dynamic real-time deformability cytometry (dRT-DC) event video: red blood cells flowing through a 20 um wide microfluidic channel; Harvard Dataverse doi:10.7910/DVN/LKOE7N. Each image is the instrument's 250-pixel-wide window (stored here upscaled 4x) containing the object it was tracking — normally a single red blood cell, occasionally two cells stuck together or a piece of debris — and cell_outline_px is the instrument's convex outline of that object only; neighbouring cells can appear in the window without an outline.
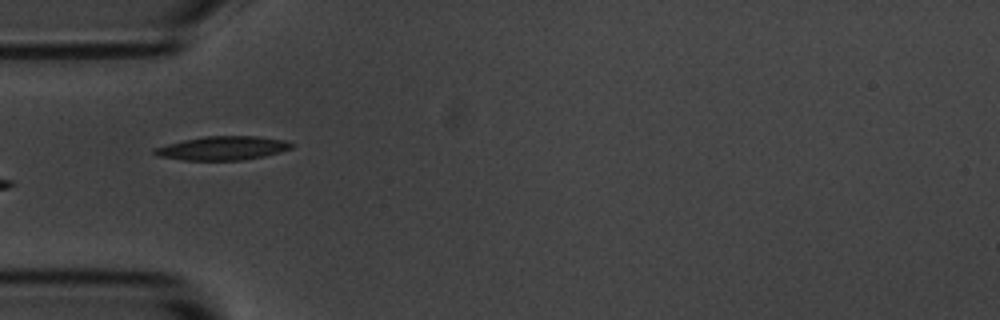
{"species": "common noctule bat (a hibernating species)", "species_latin": "Nyctalus noctula", "temperature_condition": "room temperature", "stored_images_in_passage": 5, "camera_frame_rate_fps": 3000, "um_per_image_px": 0.085, "animal": {"sex": "male", "body_mass_g": 20.1, "forearm_length_mm": 53.5}, "frame": {"image": 1, "passage_image": 5, "time_ms": 4.667, "image_size_px": [1000, 320], "cell_outline_px": [[296, 144], [292, 148], [280, 152], [264, 156], [244, 160], [184, 160], [156, 156], [152, 152], [152, 148], [184, 140], [204, 136], [256, 136], [284, 140]], "centroid_in_image_um": [18.92, 12.59], "position_along_channel_um": 66.1, "area_um2": 19.07}}